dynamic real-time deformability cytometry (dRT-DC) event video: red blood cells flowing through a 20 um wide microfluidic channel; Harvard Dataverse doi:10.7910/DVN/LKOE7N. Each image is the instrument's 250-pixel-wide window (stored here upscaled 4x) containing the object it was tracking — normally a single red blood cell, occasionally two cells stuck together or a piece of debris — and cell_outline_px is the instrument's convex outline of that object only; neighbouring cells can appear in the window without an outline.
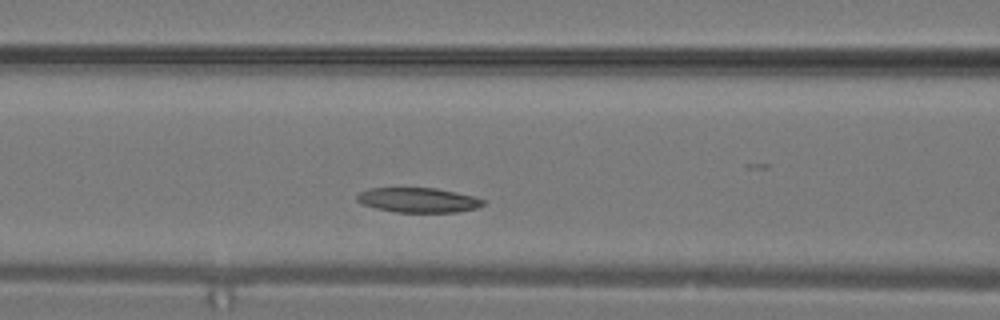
{"species": "common noctule bat (a hibernating species)", "species_latin": "Nyctalus noctula", "temperature_condition": "warm", "stored_images_in_passage": 11, "camera_frame_rate_fps": 3000, "um_per_image_px": 0.085, "animal": {"sex": "male", "body_mass_g": 19.2, "forearm_length_mm": 51.8}, "frame": {"image": 1, "passage_image": 4, "time_ms": 1.0, "image_size_px": [1000, 320], "cell_outline_px": [[488, 200], [484, 204], [476, 208], [456, 212], [396, 212], [376, 208], [360, 204], [356, 200], [356, 196], [360, 192], [368, 188], [436, 188], [476, 196]], "centroid_in_image_um": [35.57, 17.0], "position_along_channel_um": 131.0, "area_um2": 18.38}}
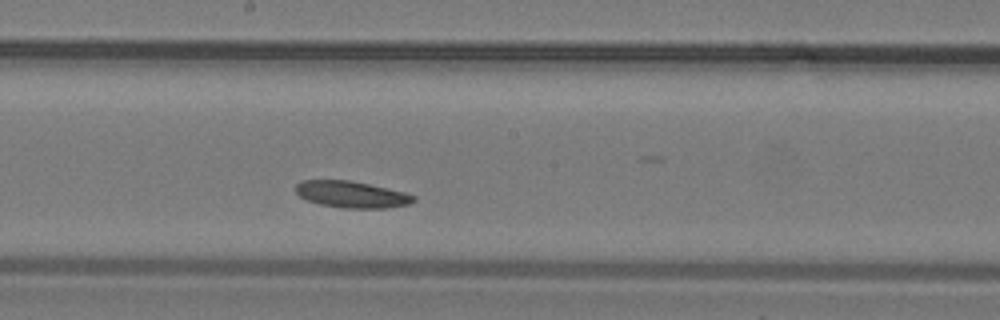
{"frame": {"image": 2, "passage_image": 8, "time_ms": 2.333, "image_size_px": [1000, 320], "cell_outline_px": [[416, 200], [408, 204], [388, 208], [344, 208], [320, 204], [308, 200], [300, 196], [292, 188], [296, 184], [304, 180], [348, 180], [368, 184], [404, 192], [416, 196]], "centroid_in_image_um": [29.87, 16.53], "position_along_channel_um": 218.3, "area_um2": 18.21}}
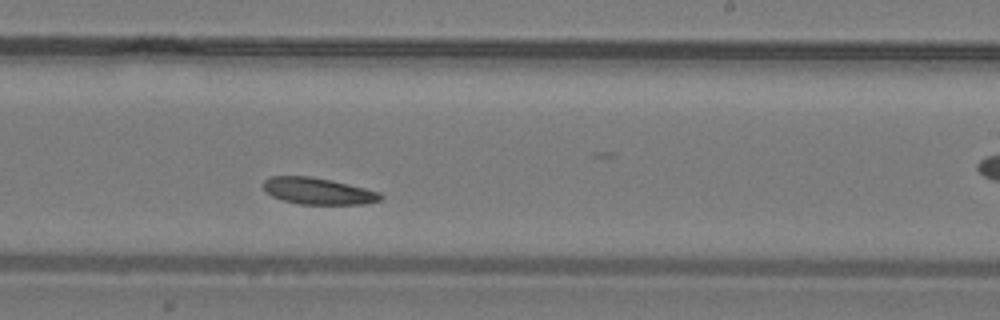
{"frame": {"image": 3, "passage_image": 10, "time_ms": 3.0, "image_size_px": [1000, 320], "cell_outline_px": [[384, 196], [380, 200], [364, 204], [300, 204], [280, 200], [272, 196], [264, 188], [264, 180], [268, 176], [308, 176], [348, 184], [380, 192]], "centroid_in_image_um": [27.02, 16.25], "position_along_channel_um": 262.0, "area_um2": 18.03}}